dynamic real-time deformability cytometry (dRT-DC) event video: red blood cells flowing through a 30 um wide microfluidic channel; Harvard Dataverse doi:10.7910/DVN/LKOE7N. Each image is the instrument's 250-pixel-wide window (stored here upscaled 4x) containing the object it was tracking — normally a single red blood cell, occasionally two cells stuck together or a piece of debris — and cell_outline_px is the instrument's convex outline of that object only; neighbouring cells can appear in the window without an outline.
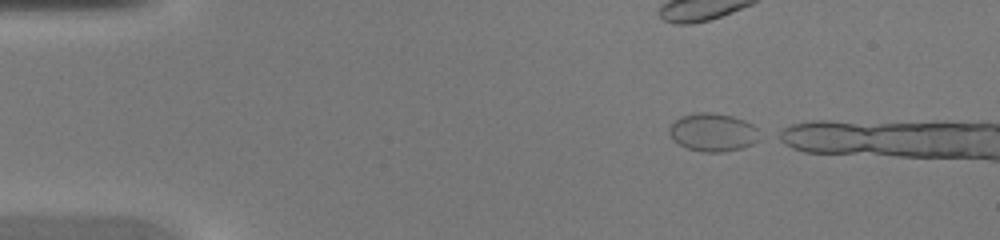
{"species": "common noctule bat (a hibernating species)", "species_latin": "Nyctalus noctula", "temperature_condition": "warm", "stored_images_in_passage": 9, "camera_frame_rate_fps": 3000, "um_per_image_px": 0.085, "animal": {"sex": "female", "body_mass_g": 20.0, "forearm_length_mm": 54.0}, "frame": {"image": 1, "passage_image": 1, "time_ms": 0.0, "image_size_px": [1000, 240], "cell_outline_px": [[760, 140], [752, 144], [740, 148], [724, 152], [700, 152], [688, 148], [672, 140], [668, 132], [668, 128], [680, 116], [696, 112], [712, 112], [732, 116], [744, 120], [752, 124], [756, 128]], "centroid_in_image_um": [60.58, 11.24], "position_along_channel_um": 24.4, "area_um2": 20.17}}